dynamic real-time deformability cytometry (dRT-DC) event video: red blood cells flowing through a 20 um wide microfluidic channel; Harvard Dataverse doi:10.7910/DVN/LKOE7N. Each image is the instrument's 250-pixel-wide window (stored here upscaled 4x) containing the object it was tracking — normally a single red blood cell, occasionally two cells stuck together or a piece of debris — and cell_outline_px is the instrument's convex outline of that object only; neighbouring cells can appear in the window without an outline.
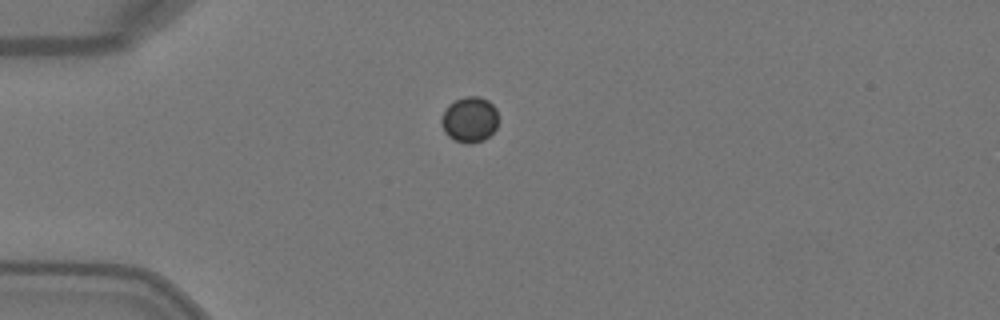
{"species": "Egyptian fruit bat (a non-hibernating species)", "species_latin": "Rousettus aegyptiacus", "temperature_condition": "warm", "stored_images_in_passage": 38, "camera_frame_rate_fps": 3000, "um_per_image_px": 0.085, "animal": {"sex": "female"}, "frame": {"image": 1, "passage_image": 1, "time_ms": 0.0, "image_size_px": [1000, 320], "cell_outline_px": [[496, 128], [484, 140], [472, 144], [468, 144], [452, 140], [444, 132], [440, 120], [448, 104], [456, 100], [468, 96], [476, 96], [488, 100], [496, 108]], "centroid_in_image_um": [39.89, 10.18], "position_along_channel_um": 45.1, "area_um2": 15.09}}
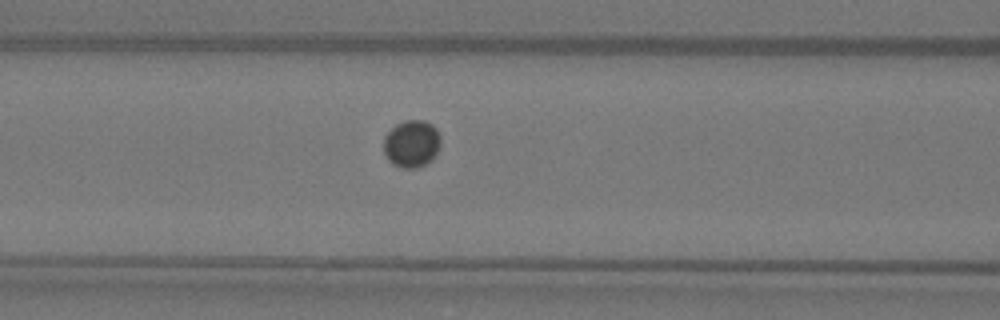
{"frame": {"image": 2, "passage_image": 9, "time_ms": 2.667, "image_size_px": [1000, 320], "cell_outline_px": [[440, 144], [432, 160], [416, 168], [404, 168], [392, 164], [388, 160], [384, 152], [384, 136], [396, 124], [404, 120], [424, 120], [432, 124], [436, 128], [440, 136]], "centroid_in_image_um": [34.98, 12.2], "position_along_channel_um": 131.6, "area_um2": 15.72}}
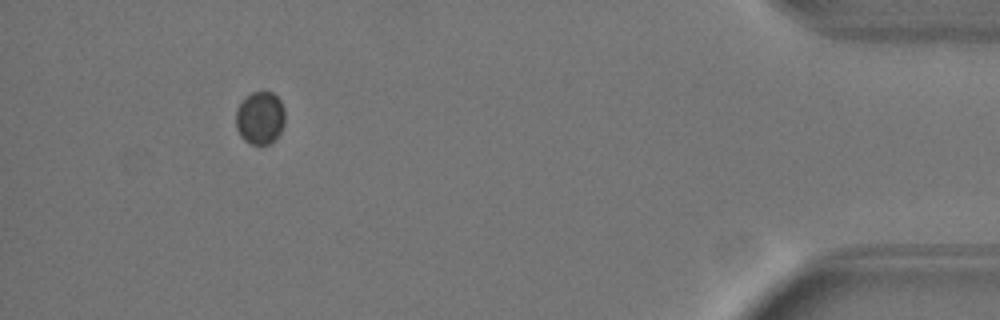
{"frame": {"image": 3, "passage_image": 34, "time_ms": 11.0, "image_size_px": [1000, 320], "cell_outline_px": [[284, 124], [280, 132], [268, 144], [252, 144], [244, 140], [240, 136], [236, 128], [236, 108], [252, 92], [272, 92], [280, 100], [284, 108]], "centroid_in_image_um": [22.1, 10.02], "position_along_channel_um": 413.1, "area_um2": 14.91}}